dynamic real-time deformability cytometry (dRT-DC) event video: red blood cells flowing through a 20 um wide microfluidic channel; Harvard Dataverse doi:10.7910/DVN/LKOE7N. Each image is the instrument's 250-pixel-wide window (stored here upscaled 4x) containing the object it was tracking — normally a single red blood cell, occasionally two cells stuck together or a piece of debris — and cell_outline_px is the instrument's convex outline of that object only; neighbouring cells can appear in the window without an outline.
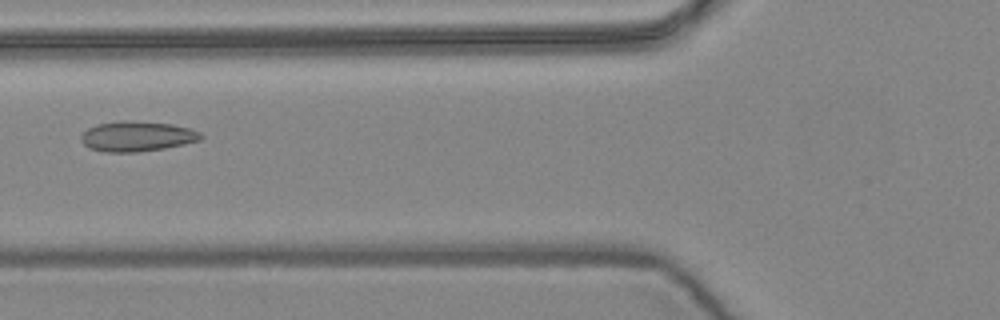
{"species": "common noctule bat (a hibernating species)", "species_latin": "Nyctalus noctula", "temperature_condition": "warm", "stored_images_in_passage": 8, "camera_frame_rate_fps": 3000, "um_per_image_px": 0.085, "animal": {"sex": "female", "body_mass_g": 24.6, "forearm_length_mm": 56.2}, "frame": {"image": 1, "passage_image": 6, "time_ms": 1.667, "image_size_px": [1000, 320], "cell_outline_px": [[204, 136], [200, 140], [184, 144], [164, 148], [136, 152], [104, 152], [88, 148], [80, 140], [80, 136], [88, 128], [96, 124], [120, 120], [124, 120], [172, 124], [188, 128], [200, 132]], "centroid_in_image_um": [11.61, 11.59], "position_along_channel_um": 114.2, "area_um2": 21.1}}
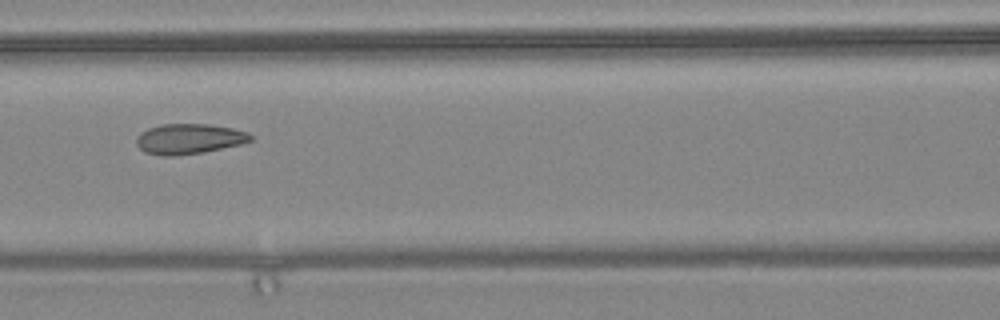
{"frame": {"image": 2, "passage_image": 7, "time_ms": 2.0, "image_size_px": [1000, 320], "cell_outline_px": [[252, 140], [240, 144], [204, 152], [176, 156], [160, 156], [144, 152], [136, 144], [136, 136], [140, 132], [148, 128], [164, 124], [208, 124], [232, 128], [248, 132], [252, 136]], "centroid_in_image_um": [16.03, 11.81], "position_along_channel_um": 150.6, "area_um2": 20.23}}
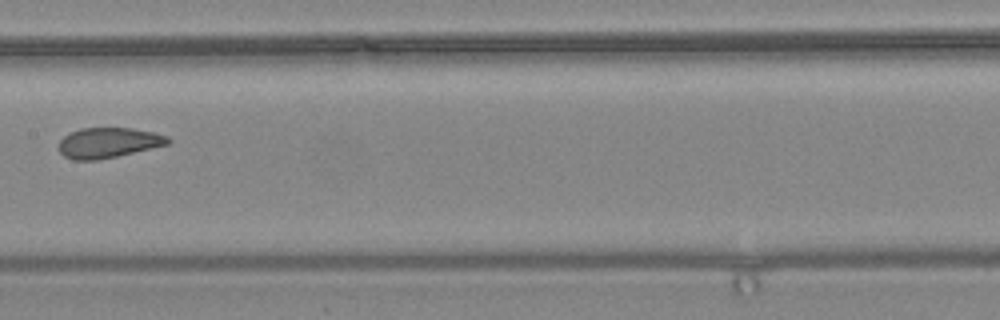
{"frame": {"image": 3, "passage_image": 8, "time_ms": 2.333, "image_size_px": [1000, 320], "cell_outline_px": [[172, 140], [168, 144], [116, 156], [96, 160], [72, 160], [64, 156], [60, 152], [60, 140], [64, 136], [80, 128], [132, 128], [152, 132], [168, 136]], "centroid_in_image_um": [9.21, 12.13], "position_along_channel_um": 198.2, "area_um2": 19.02}}